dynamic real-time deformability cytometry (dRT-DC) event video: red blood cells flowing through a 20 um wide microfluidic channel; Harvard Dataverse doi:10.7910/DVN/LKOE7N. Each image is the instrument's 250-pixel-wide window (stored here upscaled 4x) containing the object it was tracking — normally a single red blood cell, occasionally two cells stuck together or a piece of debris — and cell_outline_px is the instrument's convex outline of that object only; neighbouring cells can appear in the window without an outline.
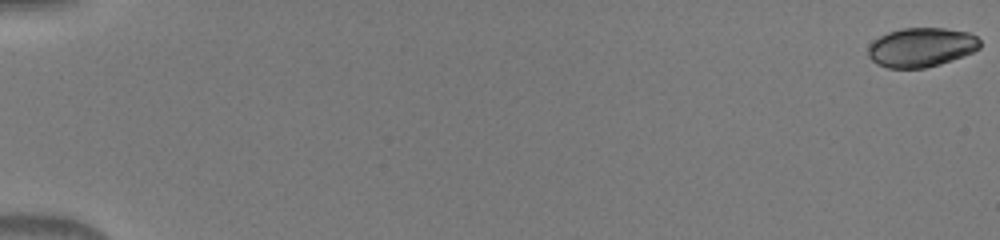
{"species": "human", "species_latin": "Homo sapiens", "temperature_condition": "warm", "stored_images_in_passage": 51, "camera_frame_rate_fps": 3000, "um_per_image_px": 0.085, "donor": {"sex": "male"}, "frame": {"image": 1, "passage_image": 1, "time_ms": 0.0, "image_size_px": [1000, 240], "cell_outline_px": [[980, 48], [972, 52], [940, 64], [924, 68], [888, 68], [876, 64], [868, 56], [868, 48], [872, 40], [888, 32], [904, 28], [944, 28], [968, 32], [976, 36], [980, 40]], "centroid_in_image_um": [78.28, 4.02], "position_along_channel_um": 6.7, "area_um2": 25.55}}
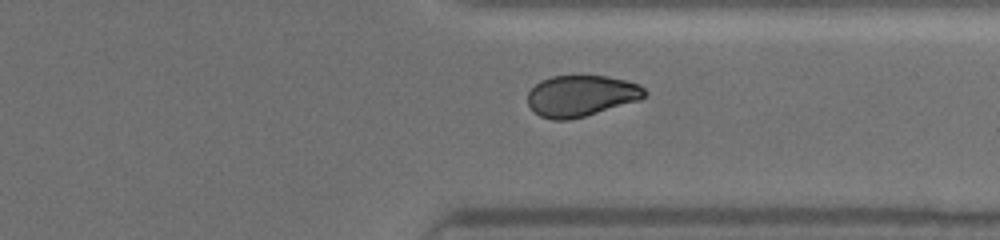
{"frame": {"image": 2, "passage_image": 41, "time_ms": 13.333, "image_size_px": [1000, 240], "cell_outline_px": [[648, 92], [640, 100], [584, 116], [568, 120], [552, 120], [540, 116], [528, 104], [528, 92], [540, 80], [552, 76], [608, 76], [640, 84]], "centroid_in_image_um": [49.41, 8.14], "position_along_channel_um": 362.0, "area_um2": 27.98}}
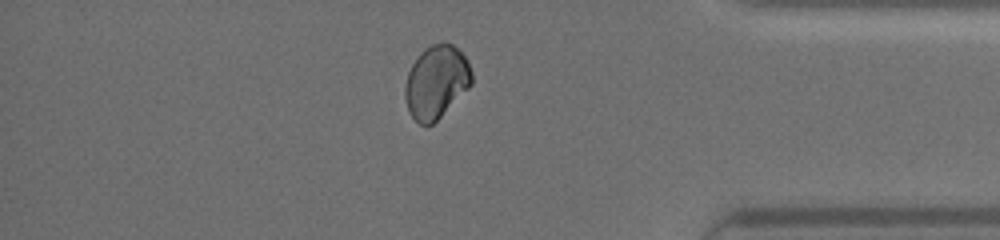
{"frame": {"image": 3, "passage_image": 45, "time_ms": 14.667, "image_size_px": [1000, 240], "cell_outline_px": [[472, 84], [432, 124], [420, 124], [412, 116], [408, 108], [404, 96], [404, 88], [408, 72], [412, 64], [420, 52], [424, 48], [432, 44], [444, 40], [452, 44], [468, 60], [472, 72]], "centroid_in_image_um": [37.08, 6.91], "position_along_channel_um": 398.1, "area_um2": 28.21}}